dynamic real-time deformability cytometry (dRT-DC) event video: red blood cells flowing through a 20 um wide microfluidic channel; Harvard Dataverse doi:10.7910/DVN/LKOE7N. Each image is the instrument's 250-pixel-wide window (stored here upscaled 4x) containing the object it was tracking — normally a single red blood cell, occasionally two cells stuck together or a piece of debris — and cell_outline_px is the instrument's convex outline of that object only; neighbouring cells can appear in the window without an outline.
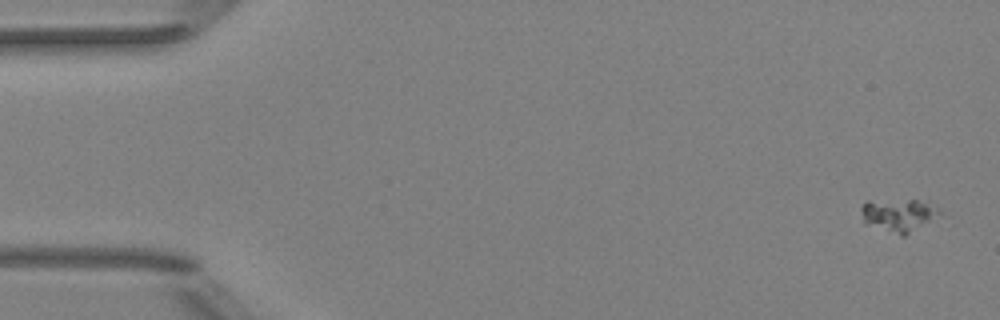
{"species": "Egyptian fruit bat (a non-hibernating species)", "species_latin": "Rousettus aegyptiacus", "temperature_condition": "room temperature", "stored_images_in_passage": 6, "camera_frame_rate_fps": 3000, "um_per_image_px": 0.085, "animal": {"sex": "female"}, "frame": {"image": 1, "passage_image": 1, "time_ms": 0.0, "image_size_px": [1000, 320], "cell_outline_px": [[940, 212], [904, 236], [900, 236], [864, 224], [860, 208], [868, 200], [928, 200], [940, 208]], "centroid_in_image_um": [76.32, 18.25], "position_along_channel_um": 8.7, "area_um2": 14.97}}